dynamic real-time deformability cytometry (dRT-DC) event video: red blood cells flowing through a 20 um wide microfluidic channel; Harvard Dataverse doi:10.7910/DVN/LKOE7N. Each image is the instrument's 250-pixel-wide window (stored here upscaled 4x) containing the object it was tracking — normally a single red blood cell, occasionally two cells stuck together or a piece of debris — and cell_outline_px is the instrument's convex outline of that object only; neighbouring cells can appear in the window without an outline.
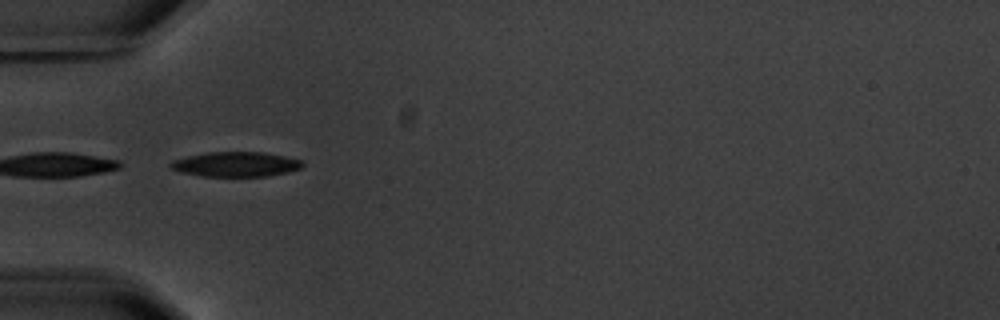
{"species": "common noctule bat (a hibernating species)", "species_latin": "Nyctalus noctula", "temperature_condition": "warm", "stored_images_in_passage": 3, "camera_frame_rate_fps": 3000, "um_per_image_px": 0.085, "animal": {"sex": "male", "body_mass_g": 20.1, "forearm_length_mm": 53.5}, "frame": {"image": 1, "passage_image": 1, "time_ms": 0.0, "image_size_px": [1000, 320], "cell_outline_px": [[304, 164], [300, 168], [288, 172], [268, 176], [200, 176], [180, 172], [172, 168], [168, 164], [172, 160], [188, 156], [208, 152], [264, 152], [304, 160]], "centroid_in_image_um": [20.06, 13.96], "position_along_channel_um": 64.9, "area_um2": 19.13}}
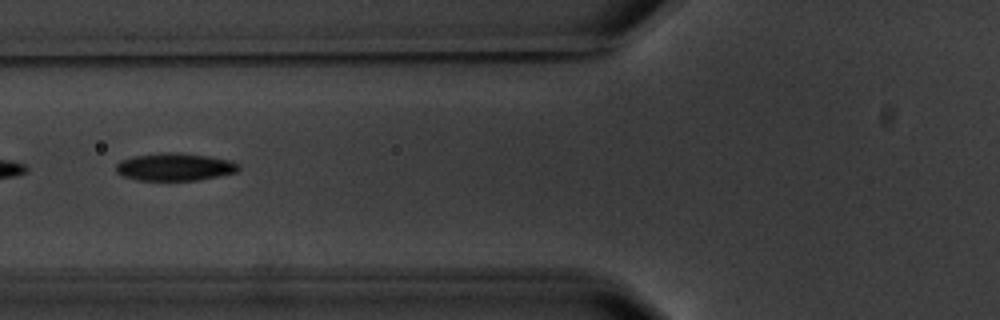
{"frame": {"image": 2, "passage_image": 2, "time_ms": 1.333, "image_size_px": [1000, 320], "cell_outline_px": [[240, 168], [236, 172], [200, 180], [136, 180], [124, 176], [116, 172], [116, 164], [120, 160], [132, 156], [160, 152], [176, 152], [208, 156], [232, 160], [240, 164]], "centroid_in_image_um": [14.86, 14.18], "position_along_channel_um": 110.9, "area_um2": 19.94}}